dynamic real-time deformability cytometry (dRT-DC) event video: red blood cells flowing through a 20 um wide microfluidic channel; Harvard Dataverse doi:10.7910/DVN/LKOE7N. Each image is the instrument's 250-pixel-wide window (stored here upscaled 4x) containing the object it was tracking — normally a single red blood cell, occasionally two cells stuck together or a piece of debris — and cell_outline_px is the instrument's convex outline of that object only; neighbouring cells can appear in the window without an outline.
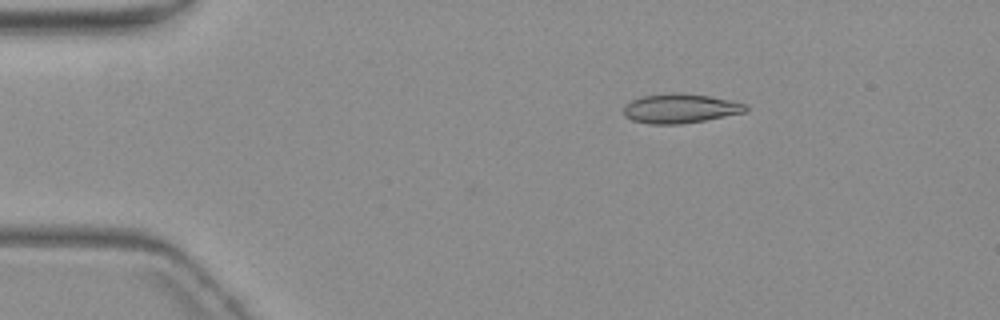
{"species": "common noctule bat (a hibernating species)", "species_latin": "Nyctalus noctula", "temperature_condition": "warm", "stored_images_in_passage": 3, "camera_frame_rate_fps": 3000, "um_per_image_px": 0.085, "animal": {"sex": "female", "body_mass_g": 19.3, "forearm_length_mm": 54.1}, "frame": {"image": 1, "passage_image": 1, "time_ms": 0.0, "image_size_px": [1000, 320], "cell_outline_px": [[748, 108], [744, 112], [704, 120], [680, 124], [648, 124], [632, 120], [624, 116], [624, 104], [640, 96], [672, 92], [684, 92], [708, 96], [748, 104]], "centroid_in_image_um": [57.77, 9.2], "position_along_channel_um": 27.2, "area_um2": 20.98}}